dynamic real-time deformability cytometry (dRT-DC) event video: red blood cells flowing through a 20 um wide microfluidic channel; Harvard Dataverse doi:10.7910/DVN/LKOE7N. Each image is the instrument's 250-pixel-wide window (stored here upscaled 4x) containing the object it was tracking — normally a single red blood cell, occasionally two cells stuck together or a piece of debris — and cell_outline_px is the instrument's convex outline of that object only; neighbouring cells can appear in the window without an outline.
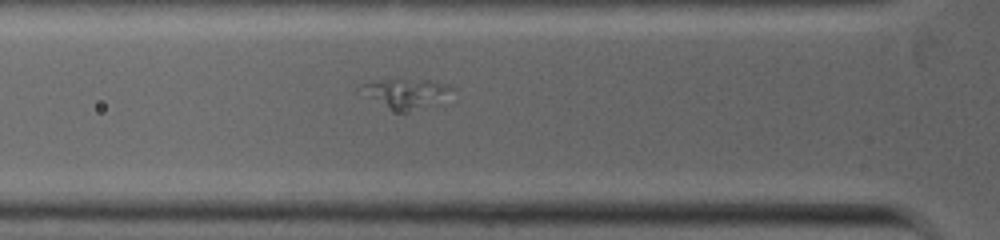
{"species": "common noctule bat (a hibernating species)", "species_latin": "Nyctalus noctula", "temperature_condition": "warm", "stored_images_in_passage": 41, "segment_of_instrument_passage": [2, 2], "camera_frame_rate_fps": 5000, "um_per_image_px": 0.085, "animal": {"sex": "female", "body_mass_g": 19.0, "forearm_length_mm": 53.3}, "frame": {"image": 1, "passage_image": 10, "time_ms": 3.0, "image_size_px": [1000, 240], "cell_outline_px": [[452, 88], [436, 104], [408, 112], [396, 112], [372, 96], [364, 84], [380, 80], [428, 80], [448, 84]], "centroid_in_image_um": [34.67, 7.95], "position_along_channel_um": 91.1, "area_um2": 14.33}}
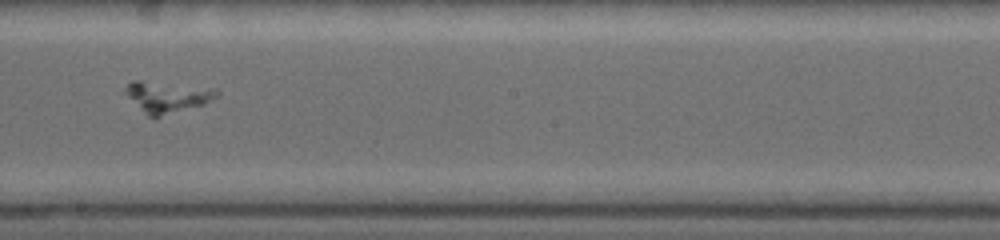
{"frame": {"image": 2, "passage_image": 19, "time_ms": 6.0, "image_size_px": [1000, 240], "cell_outline_px": [[220, 92], [216, 96], [204, 104], [156, 120], [148, 116], [124, 92], [124, 88], [132, 80], [140, 80], [216, 88]], "centroid_in_image_um": [14.22, 8.26], "position_along_channel_um": 234.0, "area_um2": 16.88}}
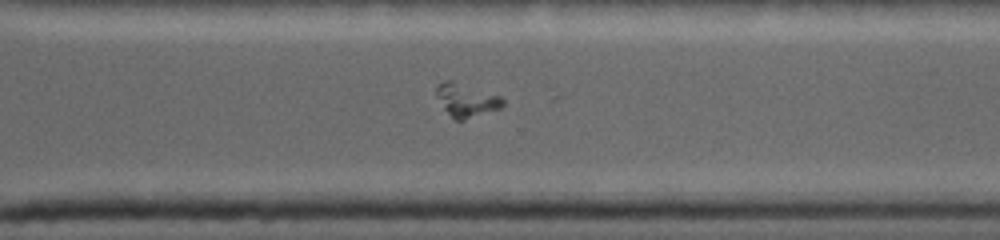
{"frame": {"image": 3, "passage_image": 25, "time_ms": 8.0, "image_size_px": [1000, 240], "cell_outline_px": [[504, 104], [500, 108], [464, 120], [456, 120], [444, 108], [436, 96], [436, 84], [444, 80], [452, 80], [500, 96], [504, 100]], "centroid_in_image_um": [39.62, 8.49], "position_along_channel_um": 331.0, "area_um2": 12.72}}